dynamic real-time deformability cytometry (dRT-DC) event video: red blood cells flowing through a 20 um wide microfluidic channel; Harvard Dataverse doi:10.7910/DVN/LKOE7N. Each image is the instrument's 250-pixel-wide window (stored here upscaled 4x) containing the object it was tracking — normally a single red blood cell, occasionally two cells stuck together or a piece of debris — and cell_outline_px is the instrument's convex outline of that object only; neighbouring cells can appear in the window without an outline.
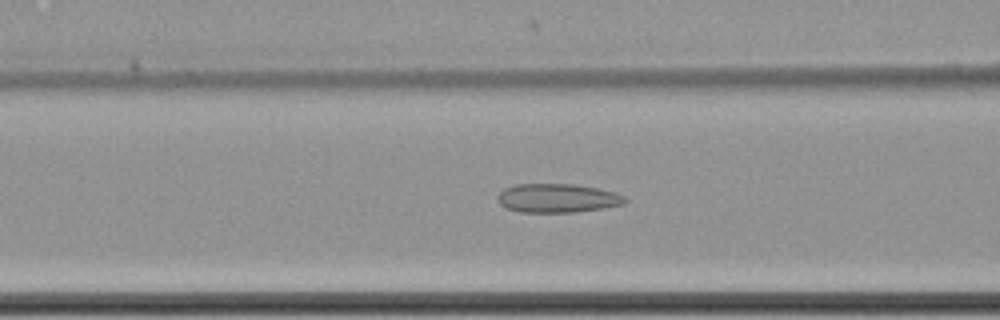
{"species": "common noctule bat (a hibernating species)", "species_latin": "Nyctalus noctula", "temperature_condition": "cold", "stored_images_in_passage": 36, "camera_frame_rate_fps": 3000, "um_per_image_px": 0.085, "animal": {"sex": "female", "body_mass_g": 22.7, "forearm_length_mm": 54.2}, "frame": {"image": 1, "passage_image": 8, "time_ms": 2.333, "image_size_px": [1000, 320], "cell_outline_px": [[628, 200], [624, 204], [604, 208], [576, 212], [520, 212], [508, 208], [500, 204], [496, 200], [496, 196], [504, 188], [516, 184], [572, 184], [596, 188], [612, 192], [624, 196]], "centroid_in_image_um": [47.35, 16.84], "position_along_channel_um": 119.2, "area_um2": 21.39}}
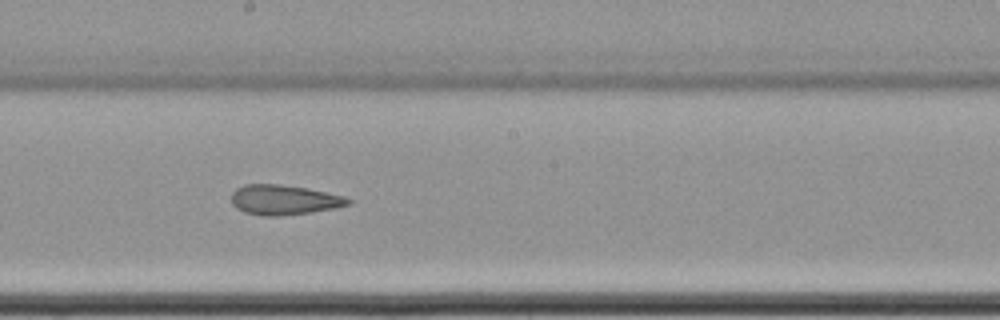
{"frame": {"image": 2, "passage_image": 17, "time_ms": 5.333, "image_size_px": [1000, 320], "cell_outline_px": [[352, 204], [336, 208], [280, 216], [264, 216], [244, 212], [236, 208], [232, 204], [232, 192], [236, 188], [244, 184], [280, 184], [308, 188], [344, 196], [352, 200]], "centroid_in_image_um": [24.14, 16.98], "position_along_channel_um": 224.1, "area_um2": 20.46}}
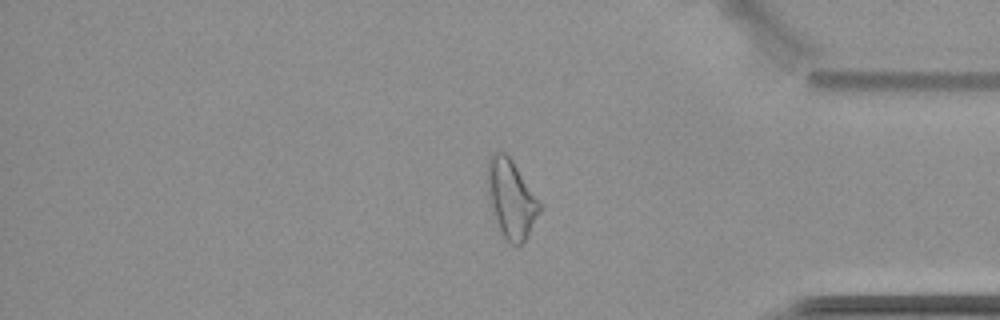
{"frame": {"image": 3, "passage_image": 33, "time_ms": 10.667, "image_size_px": [1000, 320], "cell_outline_px": [[540, 212], [524, 240], [520, 244], [508, 244], [488, 208], [488, 160], [492, 152], [504, 152], [512, 160], [540, 204]], "centroid_in_image_um": [43.39, 16.91], "position_along_channel_um": 391.8, "area_um2": 23.41}, "authors_computed_cell_mechanics": {"area_um2": 20.9236, "velocity_mm_per_s": 3.4929, "shape_relaxation_time_tau1_ms": null, "shape_relaxation_time_tau2_ms": 2.6758, "deformation_change_tau1": null, "deformation_change_tau2": 0.0965}}